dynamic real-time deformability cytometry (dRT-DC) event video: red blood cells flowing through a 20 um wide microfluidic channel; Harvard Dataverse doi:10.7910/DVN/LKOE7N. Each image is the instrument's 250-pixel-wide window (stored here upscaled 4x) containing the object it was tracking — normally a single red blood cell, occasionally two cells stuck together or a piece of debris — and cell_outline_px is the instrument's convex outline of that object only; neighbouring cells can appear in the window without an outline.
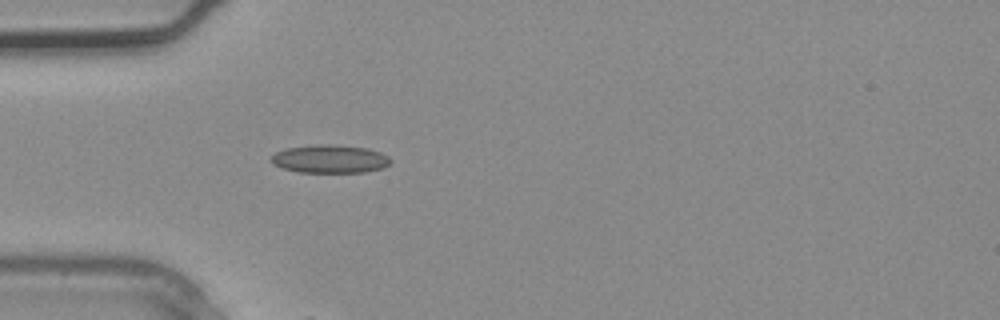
{"species": "common noctule bat (a hibernating species)", "species_latin": "Nyctalus noctula", "temperature_condition": "warm", "stored_images_in_passage": 1, "camera_frame_rate_fps": 3000, "um_per_image_px": 0.085, "animal": {"sex": "male", "body_mass_g": 20.4}, "frame": {"image": 1, "passage_image": 1, "time_ms": 0.0, "image_size_px": [1000, 320], "cell_outline_px": [[392, 160], [384, 168], [364, 172], [300, 172], [284, 168], [272, 164], [268, 160], [276, 152], [284, 148], [316, 144], [336, 144], [368, 148], [380, 152], [388, 156]], "centroid_in_image_um": [28.03, 13.5], "position_along_channel_um": 57.0, "area_um2": 19.83}}